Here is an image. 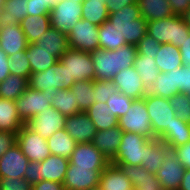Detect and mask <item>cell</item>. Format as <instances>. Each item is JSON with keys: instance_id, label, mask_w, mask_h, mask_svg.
Returning a JSON list of instances; mask_svg holds the SVG:
<instances>
[{"instance_id": "6da1fadb", "label": "cell", "mask_w": 190, "mask_h": 190, "mask_svg": "<svg viewBox=\"0 0 190 190\" xmlns=\"http://www.w3.org/2000/svg\"><path fill=\"white\" fill-rule=\"evenodd\" d=\"M95 70V80H112L121 70L134 66L137 48L126 44L116 50L97 49L90 52Z\"/></svg>"}, {"instance_id": "7a4b0ae2", "label": "cell", "mask_w": 190, "mask_h": 190, "mask_svg": "<svg viewBox=\"0 0 190 190\" xmlns=\"http://www.w3.org/2000/svg\"><path fill=\"white\" fill-rule=\"evenodd\" d=\"M108 20L123 35L127 44L136 46L147 34V21L140 14L138 2L110 13Z\"/></svg>"}, {"instance_id": "3957f363", "label": "cell", "mask_w": 190, "mask_h": 190, "mask_svg": "<svg viewBox=\"0 0 190 190\" xmlns=\"http://www.w3.org/2000/svg\"><path fill=\"white\" fill-rule=\"evenodd\" d=\"M147 34L160 44L171 43L180 48L183 41L188 38L190 28L185 23L183 16L173 15L147 22Z\"/></svg>"}, {"instance_id": "277c9868", "label": "cell", "mask_w": 190, "mask_h": 190, "mask_svg": "<svg viewBox=\"0 0 190 190\" xmlns=\"http://www.w3.org/2000/svg\"><path fill=\"white\" fill-rule=\"evenodd\" d=\"M67 73V89L75 81L95 80L93 60L89 52L69 48L59 59Z\"/></svg>"}, {"instance_id": "5b68a950", "label": "cell", "mask_w": 190, "mask_h": 190, "mask_svg": "<svg viewBox=\"0 0 190 190\" xmlns=\"http://www.w3.org/2000/svg\"><path fill=\"white\" fill-rule=\"evenodd\" d=\"M150 140L139 133L123 132L118 151L110 163L113 165H142L146 144Z\"/></svg>"}, {"instance_id": "8992f818", "label": "cell", "mask_w": 190, "mask_h": 190, "mask_svg": "<svg viewBox=\"0 0 190 190\" xmlns=\"http://www.w3.org/2000/svg\"><path fill=\"white\" fill-rule=\"evenodd\" d=\"M150 117L153 134L158 139L175 121L176 113L170 105L169 99L148 95L143 98Z\"/></svg>"}, {"instance_id": "52a82bcc", "label": "cell", "mask_w": 190, "mask_h": 190, "mask_svg": "<svg viewBox=\"0 0 190 190\" xmlns=\"http://www.w3.org/2000/svg\"><path fill=\"white\" fill-rule=\"evenodd\" d=\"M118 126L124 132L139 133L149 139H156L143 98L133 99L129 110L118 119Z\"/></svg>"}, {"instance_id": "ba28073f", "label": "cell", "mask_w": 190, "mask_h": 190, "mask_svg": "<svg viewBox=\"0 0 190 190\" xmlns=\"http://www.w3.org/2000/svg\"><path fill=\"white\" fill-rule=\"evenodd\" d=\"M53 92L33 90L28 87L15 101L21 120L26 124L37 113L52 106Z\"/></svg>"}, {"instance_id": "9c48e42d", "label": "cell", "mask_w": 190, "mask_h": 190, "mask_svg": "<svg viewBox=\"0 0 190 190\" xmlns=\"http://www.w3.org/2000/svg\"><path fill=\"white\" fill-rule=\"evenodd\" d=\"M69 47L83 52L99 49V26L80 19L67 34Z\"/></svg>"}, {"instance_id": "30bf717a", "label": "cell", "mask_w": 190, "mask_h": 190, "mask_svg": "<svg viewBox=\"0 0 190 190\" xmlns=\"http://www.w3.org/2000/svg\"><path fill=\"white\" fill-rule=\"evenodd\" d=\"M16 142L29 162L40 163L51 154L47 140L31 130L26 124L17 133Z\"/></svg>"}, {"instance_id": "8fae6325", "label": "cell", "mask_w": 190, "mask_h": 190, "mask_svg": "<svg viewBox=\"0 0 190 190\" xmlns=\"http://www.w3.org/2000/svg\"><path fill=\"white\" fill-rule=\"evenodd\" d=\"M80 19H82V2L60 0L50 11L51 26L66 35Z\"/></svg>"}, {"instance_id": "7c38bea8", "label": "cell", "mask_w": 190, "mask_h": 190, "mask_svg": "<svg viewBox=\"0 0 190 190\" xmlns=\"http://www.w3.org/2000/svg\"><path fill=\"white\" fill-rule=\"evenodd\" d=\"M66 117L53 106L37 113L26 125L47 140L56 131L65 128Z\"/></svg>"}, {"instance_id": "4fadbf2b", "label": "cell", "mask_w": 190, "mask_h": 190, "mask_svg": "<svg viewBox=\"0 0 190 190\" xmlns=\"http://www.w3.org/2000/svg\"><path fill=\"white\" fill-rule=\"evenodd\" d=\"M69 162L90 170H104L110 164V160L91 142L77 143Z\"/></svg>"}, {"instance_id": "5bb4252c", "label": "cell", "mask_w": 190, "mask_h": 190, "mask_svg": "<svg viewBox=\"0 0 190 190\" xmlns=\"http://www.w3.org/2000/svg\"><path fill=\"white\" fill-rule=\"evenodd\" d=\"M103 170L77 167L69 162L63 182L64 190H90L99 186Z\"/></svg>"}, {"instance_id": "9a60e30c", "label": "cell", "mask_w": 190, "mask_h": 190, "mask_svg": "<svg viewBox=\"0 0 190 190\" xmlns=\"http://www.w3.org/2000/svg\"><path fill=\"white\" fill-rule=\"evenodd\" d=\"M185 168L178 160V157L171 152L161 164L156 178L161 183L163 190H179Z\"/></svg>"}, {"instance_id": "2e32d148", "label": "cell", "mask_w": 190, "mask_h": 190, "mask_svg": "<svg viewBox=\"0 0 190 190\" xmlns=\"http://www.w3.org/2000/svg\"><path fill=\"white\" fill-rule=\"evenodd\" d=\"M112 81L119 92L133 99L144 98L147 94V88L142 82V77L134 66L121 70L114 76Z\"/></svg>"}, {"instance_id": "e0dca14e", "label": "cell", "mask_w": 190, "mask_h": 190, "mask_svg": "<svg viewBox=\"0 0 190 190\" xmlns=\"http://www.w3.org/2000/svg\"><path fill=\"white\" fill-rule=\"evenodd\" d=\"M29 163L17 142L0 157V178H24Z\"/></svg>"}, {"instance_id": "ac0fdd59", "label": "cell", "mask_w": 190, "mask_h": 190, "mask_svg": "<svg viewBox=\"0 0 190 190\" xmlns=\"http://www.w3.org/2000/svg\"><path fill=\"white\" fill-rule=\"evenodd\" d=\"M65 130L77 143L92 142L97 129L85 112L66 117Z\"/></svg>"}, {"instance_id": "d6986e66", "label": "cell", "mask_w": 190, "mask_h": 190, "mask_svg": "<svg viewBox=\"0 0 190 190\" xmlns=\"http://www.w3.org/2000/svg\"><path fill=\"white\" fill-rule=\"evenodd\" d=\"M26 35L20 24L0 26V49L7 55L25 51L28 47Z\"/></svg>"}, {"instance_id": "ffe728a7", "label": "cell", "mask_w": 190, "mask_h": 190, "mask_svg": "<svg viewBox=\"0 0 190 190\" xmlns=\"http://www.w3.org/2000/svg\"><path fill=\"white\" fill-rule=\"evenodd\" d=\"M33 44L40 47V49L50 52V55L58 60L70 48L68 36L52 26Z\"/></svg>"}, {"instance_id": "44dd1931", "label": "cell", "mask_w": 190, "mask_h": 190, "mask_svg": "<svg viewBox=\"0 0 190 190\" xmlns=\"http://www.w3.org/2000/svg\"><path fill=\"white\" fill-rule=\"evenodd\" d=\"M123 132L119 126L97 131L91 143L111 160L118 151Z\"/></svg>"}, {"instance_id": "7402d4cb", "label": "cell", "mask_w": 190, "mask_h": 190, "mask_svg": "<svg viewBox=\"0 0 190 190\" xmlns=\"http://www.w3.org/2000/svg\"><path fill=\"white\" fill-rule=\"evenodd\" d=\"M121 167L131 180L134 190H163L155 174L149 173L142 165H116Z\"/></svg>"}, {"instance_id": "603a6c76", "label": "cell", "mask_w": 190, "mask_h": 190, "mask_svg": "<svg viewBox=\"0 0 190 190\" xmlns=\"http://www.w3.org/2000/svg\"><path fill=\"white\" fill-rule=\"evenodd\" d=\"M172 150L161 140L151 139L146 144L142 166L151 174H156L161 164Z\"/></svg>"}, {"instance_id": "cb8c5ba5", "label": "cell", "mask_w": 190, "mask_h": 190, "mask_svg": "<svg viewBox=\"0 0 190 190\" xmlns=\"http://www.w3.org/2000/svg\"><path fill=\"white\" fill-rule=\"evenodd\" d=\"M69 159L50 154L39 163L41 180L63 183L68 168Z\"/></svg>"}, {"instance_id": "d4e9b609", "label": "cell", "mask_w": 190, "mask_h": 190, "mask_svg": "<svg viewBox=\"0 0 190 190\" xmlns=\"http://www.w3.org/2000/svg\"><path fill=\"white\" fill-rule=\"evenodd\" d=\"M99 187L101 190H134L122 168L111 163L102 171Z\"/></svg>"}, {"instance_id": "484cf974", "label": "cell", "mask_w": 190, "mask_h": 190, "mask_svg": "<svg viewBox=\"0 0 190 190\" xmlns=\"http://www.w3.org/2000/svg\"><path fill=\"white\" fill-rule=\"evenodd\" d=\"M28 15V0H0V26L20 24Z\"/></svg>"}, {"instance_id": "4316f807", "label": "cell", "mask_w": 190, "mask_h": 190, "mask_svg": "<svg viewBox=\"0 0 190 190\" xmlns=\"http://www.w3.org/2000/svg\"><path fill=\"white\" fill-rule=\"evenodd\" d=\"M25 123L21 120L16 102L0 98V131L18 133Z\"/></svg>"}, {"instance_id": "83f0119b", "label": "cell", "mask_w": 190, "mask_h": 190, "mask_svg": "<svg viewBox=\"0 0 190 190\" xmlns=\"http://www.w3.org/2000/svg\"><path fill=\"white\" fill-rule=\"evenodd\" d=\"M158 139L173 151L176 147L190 141V124L176 116L171 127H167V130Z\"/></svg>"}, {"instance_id": "f1b7e54d", "label": "cell", "mask_w": 190, "mask_h": 190, "mask_svg": "<svg viewBox=\"0 0 190 190\" xmlns=\"http://www.w3.org/2000/svg\"><path fill=\"white\" fill-rule=\"evenodd\" d=\"M155 62L160 72H169L183 65L180 48L171 43L160 44Z\"/></svg>"}, {"instance_id": "f546056e", "label": "cell", "mask_w": 190, "mask_h": 190, "mask_svg": "<svg viewBox=\"0 0 190 190\" xmlns=\"http://www.w3.org/2000/svg\"><path fill=\"white\" fill-rule=\"evenodd\" d=\"M20 26L26 35L27 42L34 43L51 27L50 15H27L20 22Z\"/></svg>"}, {"instance_id": "4dcf8cb0", "label": "cell", "mask_w": 190, "mask_h": 190, "mask_svg": "<svg viewBox=\"0 0 190 190\" xmlns=\"http://www.w3.org/2000/svg\"><path fill=\"white\" fill-rule=\"evenodd\" d=\"M47 144L52 155L70 159L77 142L63 128L52 134L47 139Z\"/></svg>"}, {"instance_id": "1f68e13d", "label": "cell", "mask_w": 190, "mask_h": 190, "mask_svg": "<svg viewBox=\"0 0 190 190\" xmlns=\"http://www.w3.org/2000/svg\"><path fill=\"white\" fill-rule=\"evenodd\" d=\"M29 87L33 90L53 92L58 89V61L43 72L31 73Z\"/></svg>"}, {"instance_id": "d6a6232c", "label": "cell", "mask_w": 190, "mask_h": 190, "mask_svg": "<svg viewBox=\"0 0 190 190\" xmlns=\"http://www.w3.org/2000/svg\"><path fill=\"white\" fill-rule=\"evenodd\" d=\"M85 113L90 117L97 131L118 126V118L112 114L107 103H94Z\"/></svg>"}, {"instance_id": "836d02e7", "label": "cell", "mask_w": 190, "mask_h": 190, "mask_svg": "<svg viewBox=\"0 0 190 190\" xmlns=\"http://www.w3.org/2000/svg\"><path fill=\"white\" fill-rule=\"evenodd\" d=\"M138 5L147 22L173 16L168 0H139Z\"/></svg>"}, {"instance_id": "e575fe53", "label": "cell", "mask_w": 190, "mask_h": 190, "mask_svg": "<svg viewBox=\"0 0 190 190\" xmlns=\"http://www.w3.org/2000/svg\"><path fill=\"white\" fill-rule=\"evenodd\" d=\"M25 56L30 62L31 73L43 72L58 61L56 57L50 55V52L40 49L33 43L28 44Z\"/></svg>"}, {"instance_id": "d590c367", "label": "cell", "mask_w": 190, "mask_h": 190, "mask_svg": "<svg viewBox=\"0 0 190 190\" xmlns=\"http://www.w3.org/2000/svg\"><path fill=\"white\" fill-rule=\"evenodd\" d=\"M28 87V78L10 74L0 82V98L16 101Z\"/></svg>"}, {"instance_id": "8d00e7d4", "label": "cell", "mask_w": 190, "mask_h": 190, "mask_svg": "<svg viewBox=\"0 0 190 190\" xmlns=\"http://www.w3.org/2000/svg\"><path fill=\"white\" fill-rule=\"evenodd\" d=\"M107 0H84L82 2V19L100 26L108 20Z\"/></svg>"}, {"instance_id": "74e56055", "label": "cell", "mask_w": 190, "mask_h": 190, "mask_svg": "<svg viewBox=\"0 0 190 190\" xmlns=\"http://www.w3.org/2000/svg\"><path fill=\"white\" fill-rule=\"evenodd\" d=\"M127 43L123 35L106 20L99 26V48L104 50H116Z\"/></svg>"}, {"instance_id": "f35d334b", "label": "cell", "mask_w": 190, "mask_h": 190, "mask_svg": "<svg viewBox=\"0 0 190 190\" xmlns=\"http://www.w3.org/2000/svg\"><path fill=\"white\" fill-rule=\"evenodd\" d=\"M180 93L175 87L174 70L160 72L156 81L147 89L148 95H156L170 99L173 95Z\"/></svg>"}, {"instance_id": "ab89813d", "label": "cell", "mask_w": 190, "mask_h": 190, "mask_svg": "<svg viewBox=\"0 0 190 190\" xmlns=\"http://www.w3.org/2000/svg\"><path fill=\"white\" fill-rule=\"evenodd\" d=\"M52 98V106L65 117L79 113V106L76 104L77 97L71 89L54 90Z\"/></svg>"}, {"instance_id": "60d3db41", "label": "cell", "mask_w": 190, "mask_h": 190, "mask_svg": "<svg viewBox=\"0 0 190 190\" xmlns=\"http://www.w3.org/2000/svg\"><path fill=\"white\" fill-rule=\"evenodd\" d=\"M134 68L142 77V82L147 89L156 81L160 73L155 59L146 55H136Z\"/></svg>"}, {"instance_id": "b9f144b4", "label": "cell", "mask_w": 190, "mask_h": 190, "mask_svg": "<svg viewBox=\"0 0 190 190\" xmlns=\"http://www.w3.org/2000/svg\"><path fill=\"white\" fill-rule=\"evenodd\" d=\"M75 94L79 112H85L94 104V85L91 80L75 81L70 88Z\"/></svg>"}, {"instance_id": "7bdbcfd3", "label": "cell", "mask_w": 190, "mask_h": 190, "mask_svg": "<svg viewBox=\"0 0 190 190\" xmlns=\"http://www.w3.org/2000/svg\"><path fill=\"white\" fill-rule=\"evenodd\" d=\"M10 74L30 79L31 66L29 60L25 56V51L15 53L8 56Z\"/></svg>"}, {"instance_id": "ee69618b", "label": "cell", "mask_w": 190, "mask_h": 190, "mask_svg": "<svg viewBox=\"0 0 190 190\" xmlns=\"http://www.w3.org/2000/svg\"><path fill=\"white\" fill-rule=\"evenodd\" d=\"M133 98L122 94L121 92L113 93L107 100V106L112 114L118 119L124 116L132 104Z\"/></svg>"}, {"instance_id": "f6af8a7d", "label": "cell", "mask_w": 190, "mask_h": 190, "mask_svg": "<svg viewBox=\"0 0 190 190\" xmlns=\"http://www.w3.org/2000/svg\"><path fill=\"white\" fill-rule=\"evenodd\" d=\"M170 105L176 116L184 122L190 124V97L186 93H178L170 99Z\"/></svg>"}, {"instance_id": "bcb514c9", "label": "cell", "mask_w": 190, "mask_h": 190, "mask_svg": "<svg viewBox=\"0 0 190 190\" xmlns=\"http://www.w3.org/2000/svg\"><path fill=\"white\" fill-rule=\"evenodd\" d=\"M94 85V103H106L108 98L118 92V88L112 80H93Z\"/></svg>"}, {"instance_id": "7dc6e473", "label": "cell", "mask_w": 190, "mask_h": 190, "mask_svg": "<svg viewBox=\"0 0 190 190\" xmlns=\"http://www.w3.org/2000/svg\"><path fill=\"white\" fill-rule=\"evenodd\" d=\"M175 87L180 93L190 97V66H182L174 70Z\"/></svg>"}, {"instance_id": "c3c4849f", "label": "cell", "mask_w": 190, "mask_h": 190, "mask_svg": "<svg viewBox=\"0 0 190 190\" xmlns=\"http://www.w3.org/2000/svg\"><path fill=\"white\" fill-rule=\"evenodd\" d=\"M137 55L150 56L153 59L156 58V54L160 49V43L146 34L136 45Z\"/></svg>"}, {"instance_id": "681fc988", "label": "cell", "mask_w": 190, "mask_h": 190, "mask_svg": "<svg viewBox=\"0 0 190 190\" xmlns=\"http://www.w3.org/2000/svg\"><path fill=\"white\" fill-rule=\"evenodd\" d=\"M32 187L24 178H0V190H32Z\"/></svg>"}, {"instance_id": "f907efd6", "label": "cell", "mask_w": 190, "mask_h": 190, "mask_svg": "<svg viewBox=\"0 0 190 190\" xmlns=\"http://www.w3.org/2000/svg\"><path fill=\"white\" fill-rule=\"evenodd\" d=\"M172 152L178 157L185 169H190V141L185 145L176 147Z\"/></svg>"}, {"instance_id": "816d5d0a", "label": "cell", "mask_w": 190, "mask_h": 190, "mask_svg": "<svg viewBox=\"0 0 190 190\" xmlns=\"http://www.w3.org/2000/svg\"><path fill=\"white\" fill-rule=\"evenodd\" d=\"M24 179L30 184H35L41 181L39 173V162H29L24 173Z\"/></svg>"}, {"instance_id": "f5cc1de1", "label": "cell", "mask_w": 190, "mask_h": 190, "mask_svg": "<svg viewBox=\"0 0 190 190\" xmlns=\"http://www.w3.org/2000/svg\"><path fill=\"white\" fill-rule=\"evenodd\" d=\"M16 133L0 131V157L16 143Z\"/></svg>"}, {"instance_id": "db71d44e", "label": "cell", "mask_w": 190, "mask_h": 190, "mask_svg": "<svg viewBox=\"0 0 190 190\" xmlns=\"http://www.w3.org/2000/svg\"><path fill=\"white\" fill-rule=\"evenodd\" d=\"M28 15H50V10L44 6V3L41 0H28Z\"/></svg>"}, {"instance_id": "11a10c76", "label": "cell", "mask_w": 190, "mask_h": 190, "mask_svg": "<svg viewBox=\"0 0 190 190\" xmlns=\"http://www.w3.org/2000/svg\"><path fill=\"white\" fill-rule=\"evenodd\" d=\"M173 15L183 16L190 8V0H168Z\"/></svg>"}, {"instance_id": "9f6ffc18", "label": "cell", "mask_w": 190, "mask_h": 190, "mask_svg": "<svg viewBox=\"0 0 190 190\" xmlns=\"http://www.w3.org/2000/svg\"><path fill=\"white\" fill-rule=\"evenodd\" d=\"M32 190H64L63 183L41 180L33 184Z\"/></svg>"}, {"instance_id": "6f0895ef", "label": "cell", "mask_w": 190, "mask_h": 190, "mask_svg": "<svg viewBox=\"0 0 190 190\" xmlns=\"http://www.w3.org/2000/svg\"><path fill=\"white\" fill-rule=\"evenodd\" d=\"M134 3L133 0H107L106 5L109 14L120 11L123 7Z\"/></svg>"}, {"instance_id": "680465c9", "label": "cell", "mask_w": 190, "mask_h": 190, "mask_svg": "<svg viewBox=\"0 0 190 190\" xmlns=\"http://www.w3.org/2000/svg\"><path fill=\"white\" fill-rule=\"evenodd\" d=\"M9 63L8 56L0 49V82L10 75Z\"/></svg>"}, {"instance_id": "91938a15", "label": "cell", "mask_w": 190, "mask_h": 190, "mask_svg": "<svg viewBox=\"0 0 190 190\" xmlns=\"http://www.w3.org/2000/svg\"><path fill=\"white\" fill-rule=\"evenodd\" d=\"M181 58L184 66H190V34L180 47Z\"/></svg>"}, {"instance_id": "94428289", "label": "cell", "mask_w": 190, "mask_h": 190, "mask_svg": "<svg viewBox=\"0 0 190 190\" xmlns=\"http://www.w3.org/2000/svg\"><path fill=\"white\" fill-rule=\"evenodd\" d=\"M67 89V73L64 65L58 60V90Z\"/></svg>"}, {"instance_id": "6125c7cd", "label": "cell", "mask_w": 190, "mask_h": 190, "mask_svg": "<svg viewBox=\"0 0 190 190\" xmlns=\"http://www.w3.org/2000/svg\"><path fill=\"white\" fill-rule=\"evenodd\" d=\"M179 190H190V169H185Z\"/></svg>"}, {"instance_id": "be15d7a7", "label": "cell", "mask_w": 190, "mask_h": 190, "mask_svg": "<svg viewBox=\"0 0 190 190\" xmlns=\"http://www.w3.org/2000/svg\"><path fill=\"white\" fill-rule=\"evenodd\" d=\"M44 3V6H46L47 8H49V10L51 11L54 6L60 1V0H41Z\"/></svg>"}, {"instance_id": "e7e4bbea", "label": "cell", "mask_w": 190, "mask_h": 190, "mask_svg": "<svg viewBox=\"0 0 190 190\" xmlns=\"http://www.w3.org/2000/svg\"><path fill=\"white\" fill-rule=\"evenodd\" d=\"M183 18L185 20V23L190 28V8L185 12V14L183 15Z\"/></svg>"}, {"instance_id": "03108f58", "label": "cell", "mask_w": 190, "mask_h": 190, "mask_svg": "<svg viewBox=\"0 0 190 190\" xmlns=\"http://www.w3.org/2000/svg\"><path fill=\"white\" fill-rule=\"evenodd\" d=\"M90 190H101L100 187H96V188H93V189H90Z\"/></svg>"}, {"instance_id": "003e7915", "label": "cell", "mask_w": 190, "mask_h": 190, "mask_svg": "<svg viewBox=\"0 0 190 190\" xmlns=\"http://www.w3.org/2000/svg\"><path fill=\"white\" fill-rule=\"evenodd\" d=\"M71 1H74V2H83L84 0H71Z\"/></svg>"}]
</instances>
